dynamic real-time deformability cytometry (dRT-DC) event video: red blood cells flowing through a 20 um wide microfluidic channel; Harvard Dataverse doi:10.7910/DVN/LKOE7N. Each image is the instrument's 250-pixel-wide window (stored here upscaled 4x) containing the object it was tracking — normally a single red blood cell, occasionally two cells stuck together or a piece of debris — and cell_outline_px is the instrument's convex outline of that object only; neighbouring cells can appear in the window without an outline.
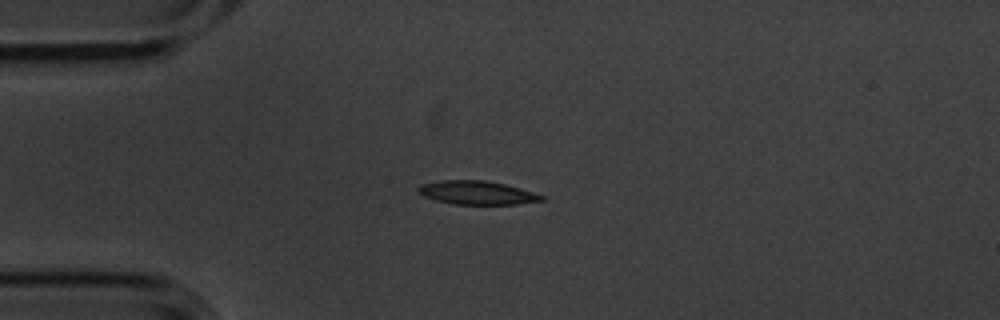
{"species": "common noctule bat (a hibernating species)", "species_latin": "Nyctalus noctula", "temperature_condition": "cold", "stored_images_in_passage": 8, "camera_frame_rate_fps": 3000, "um_per_image_px": 0.085, "animal": {"sex": "male", "body_mass_g": 20.1, "forearm_length_mm": 53.5}, "frame": {"image": 1, "passage_image": 3, "time_ms": 0.667, "image_size_px": [1000, 320], "cell_outline_px": [[544, 200], [516, 204], [456, 204], [436, 200], [424, 196], [416, 192], [416, 188], [420, 184], [440, 180], [484, 180], [504, 184], [520, 188], [544, 196]], "centroid_in_image_um": [40.48, 16.37], "position_along_channel_um": 44.5, "area_um2": 16.88}}
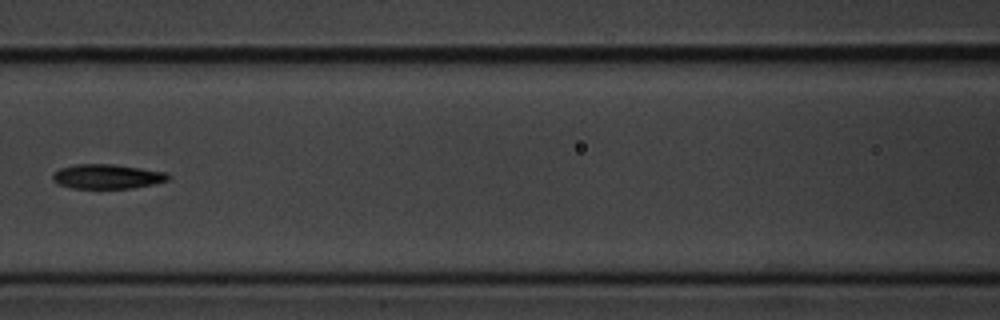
{"frame": {"image": 2, "passage_image": 6, "time_ms": 1.667, "image_size_px": [1000, 320], "cell_outline_px": [[172, 176], [168, 180], [152, 184], [132, 188], [72, 188], [56, 184], [52, 180], [52, 176], [60, 168], [76, 164], [112, 164], [168, 172]], "centroid_in_image_um": [9.12, 15.0], "position_along_channel_um": 157.5, "area_um2": 16.53}}
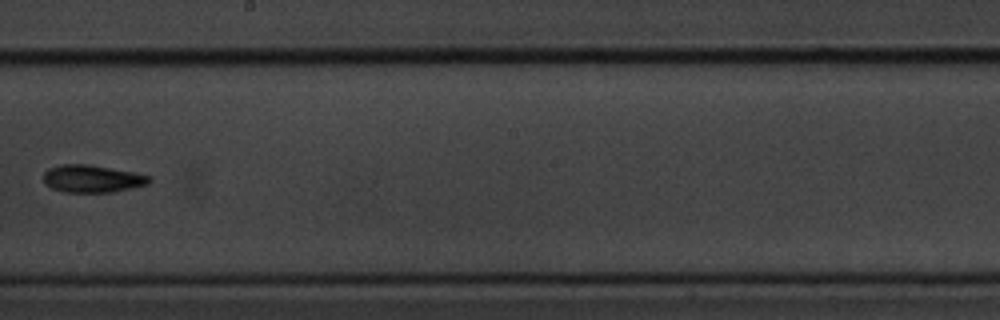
{"frame": {"image": 3, "passage_image": 8, "time_ms": 2.333, "image_size_px": [1000, 320], "cell_outline_px": [[152, 180], [148, 184], [132, 188], [112, 192], [64, 192], [52, 188], [44, 184], [44, 172], [48, 168], [60, 164], [88, 164], [132, 172], [152, 176]], "centroid_in_image_um": [7.83, 15.19], "position_along_channel_um": 240.4, "area_um2": 16.99}}